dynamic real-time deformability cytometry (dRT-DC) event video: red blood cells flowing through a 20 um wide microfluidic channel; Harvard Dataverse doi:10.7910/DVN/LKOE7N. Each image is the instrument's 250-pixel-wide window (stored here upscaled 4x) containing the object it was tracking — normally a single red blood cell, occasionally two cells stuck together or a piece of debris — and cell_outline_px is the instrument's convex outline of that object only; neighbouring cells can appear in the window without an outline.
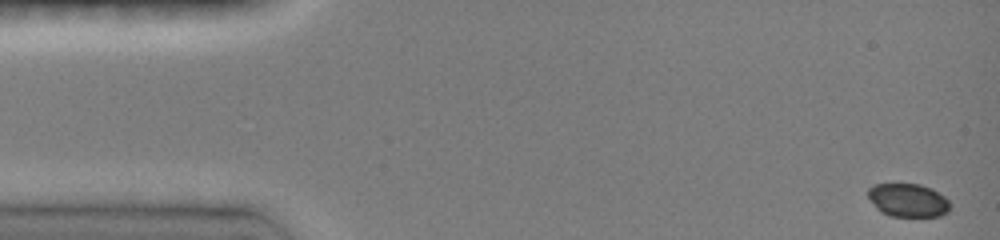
{"species": "common noctule bat (a hibernating species)", "species_latin": "Nyctalus noctula", "temperature_condition": "room temperature", "stored_images_in_passage": 44, "camera_frame_rate_fps": 3000, "um_per_image_px": 0.085, "animal": {"sex": "female", "body_mass_g": 19.0, "forearm_length_mm": 51.5}, "frame": {"image": 1, "passage_image": 1, "time_ms": 0.0, "image_size_px": [1000, 240], "cell_outline_px": [[952, 204], [948, 212], [940, 216], [892, 216], [880, 212], [876, 208], [868, 196], [868, 188], [876, 184], [920, 184], [932, 188], [944, 196]], "centroid_in_image_um": [77.21, 17.02], "position_along_channel_um": 7.8, "area_um2": 16.01}}
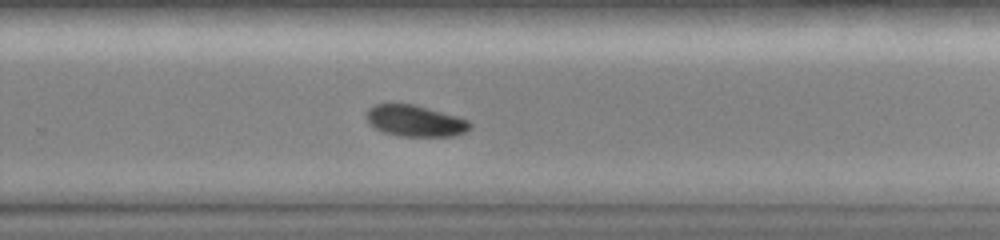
{"frame": {"image": 2, "passage_image": 30, "time_ms": 10.0, "image_size_px": [1000, 240], "cell_outline_px": [[472, 124], [464, 132], [456, 136], [400, 136], [384, 132], [376, 128], [368, 120], [368, 108], [376, 104], [412, 104], [456, 116], [468, 120]], "centroid_in_image_um": [35.31, 10.28], "position_along_channel_um": 294.5, "area_um2": 18.44}}
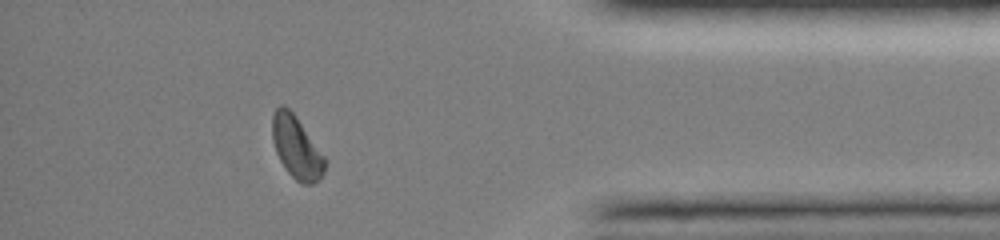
{"frame": {"image": 3, "passage_image": 39, "time_ms": 13.333, "image_size_px": [1000, 240], "cell_outline_px": [[324, 172], [312, 184], [300, 184], [284, 168], [276, 152], [272, 140], [272, 116], [276, 108], [280, 104], [284, 104], [296, 116], [324, 156]], "centroid_in_image_um": [25.16, 12.51], "position_along_channel_um": 410.0, "area_um2": 18.84}, "authors_computed_cell_mechanics": {"area_um2": 18.785, "velocity_mm_per_s": 4.0636, "shape_relaxation_time_tau1_ms": 3.5717, "shape_relaxation_time_tau2_ms": null, "deformation_change_tau1": 0.0959, "deformation_change_tau2": null}}